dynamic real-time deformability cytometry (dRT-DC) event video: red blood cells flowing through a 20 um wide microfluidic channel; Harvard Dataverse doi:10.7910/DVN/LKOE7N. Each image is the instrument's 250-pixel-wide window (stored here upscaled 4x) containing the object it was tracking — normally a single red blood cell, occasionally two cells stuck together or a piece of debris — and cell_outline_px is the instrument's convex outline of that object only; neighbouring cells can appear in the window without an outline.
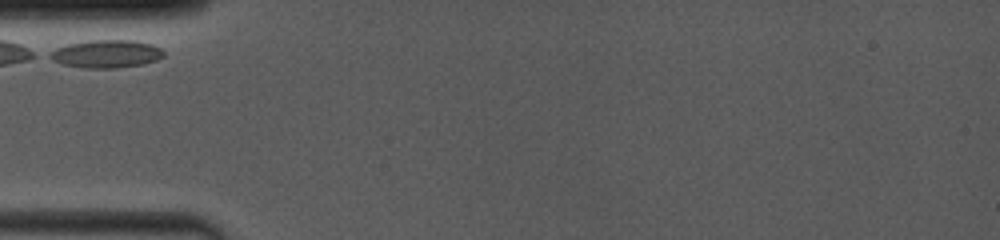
{"species": "common noctule bat (a hibernating species)", "species_latin": "Nyctalus noctula", "temperature_condition": "room temperature", "stored_images_in_passage": 2, "camera_frame_rate_fps": 4000, "um_per_image_px": 0.085, "animal": {"sex": "female", "body_mass_g": 19.0, "forearm_length_mm": 53.3}, "frame": {"image": 1, "passage_image": 1, "time_ms": 0.0, "image_size_px": [1000, 240], "cell_outline_px": [[164, 56], [156, 60], [140, 64], [116, 68], [84, 68], [64, 64], [52, 60], [44, 56], [48, 52], [56, 48], [68, 44], [92, 40], [128, 40], [148, 44], [160, 48], [164, 52]], "centroid_in_image_um": [8.95, 4.58], "position_along_channel_um": 76.0, "area_um2": 18.32}}